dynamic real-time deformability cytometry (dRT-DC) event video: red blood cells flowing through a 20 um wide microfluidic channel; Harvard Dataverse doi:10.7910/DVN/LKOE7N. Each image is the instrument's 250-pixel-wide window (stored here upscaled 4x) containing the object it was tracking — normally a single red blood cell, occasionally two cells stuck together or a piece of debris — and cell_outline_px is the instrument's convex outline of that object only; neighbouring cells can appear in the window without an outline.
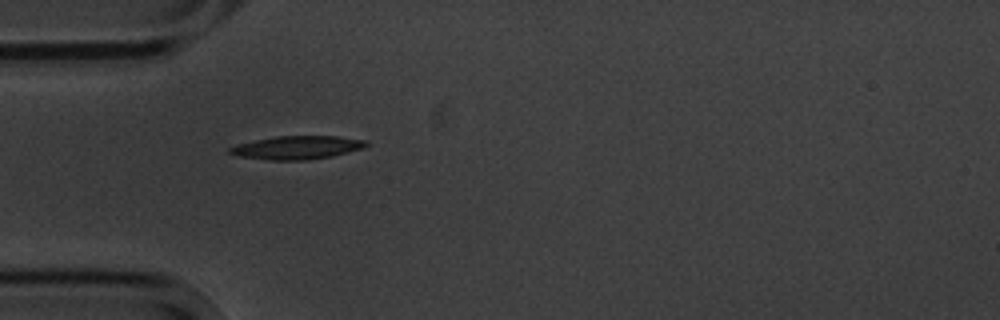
{"species": "common noctule bat (a hibernating species)", "species_latin": "Nyctalus noctula", "temperature_condition": "cold", "stored_images_in_passage": 2, "camera_frame_rate_fps": 3000, "um_per_image_px": 0.085, "animal": {"sex": "male", "body_mass_g": 20.1, "forearm_length_mm": 53.5}, "frame": {"image": 1, "passage_image": 1, "time_ms": 0.0, "image_size_px": [1000, 320], "cell_outline_px": [[368, 144], [364, 148], [332, 156], [308, 160], [268, 160], [236, 156], [228, 152], [228, 148], [236, 144], [276, 136], [336, 136], [368, 140]], "centroid_in_image_um": [25.24, 12.54], "position_along_channel_um": 59.8, "area_um2": 18.67}}
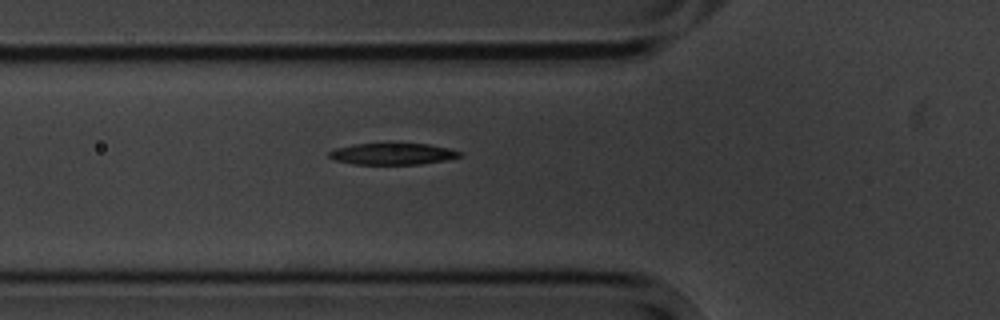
{"frame": {"image": 2, "passage_image": 2, "time_ms": 1.0, "image_size_px": [1000, 320], "cell_outline_px": [[460, 156], [444, 160], [420, 164], [352, 164], [336, 160], [328, 156], [328, 152], [336, 148], [352, 144], [388, 140], [396, 140], [428, 144], [448, 148], [460, 152]], "centroid_in_image_um": [33.31, 13.01], "position_along_channel_um": 92.5, "area_um2": 17.28}}